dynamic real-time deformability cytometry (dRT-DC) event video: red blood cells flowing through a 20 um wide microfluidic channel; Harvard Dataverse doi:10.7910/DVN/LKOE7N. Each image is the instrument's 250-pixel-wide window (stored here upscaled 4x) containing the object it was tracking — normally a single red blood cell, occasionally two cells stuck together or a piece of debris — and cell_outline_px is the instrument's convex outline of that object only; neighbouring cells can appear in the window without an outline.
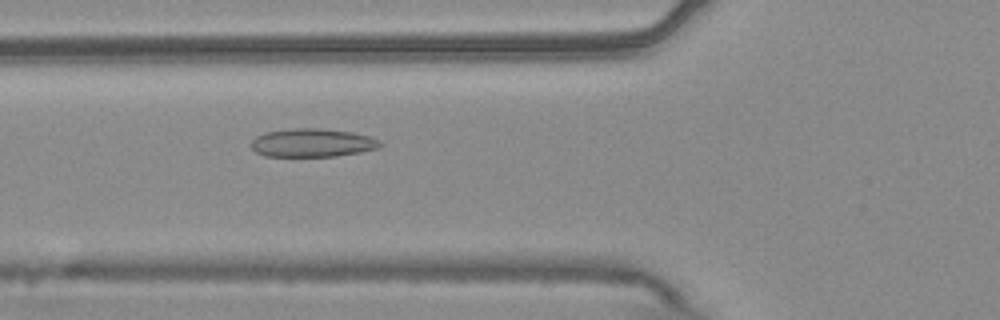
{"species": "common noctule bat (a hibernating species)", "species_latin": "Nyctalus noctula", "temperature_condition": "warm", "stored_images_in_passage": 39, "camera_frame_rate_fps": 3000, "um_per_image_px": 0.085, "animal": {"sex": "male", "body_mass_g": 20.4}, "frame": {"image": 1, "passage_image": 5, "time_ms": 1.333, "image_size_px": [1000, 320], "cell_outline_px": [[384, 144], [380, 148], [360, 152], [336, 156], [264, 156], [256, 152], [248, 144], [256, 136], [264, 132], [292, 128], [316, 128], [352, 132], [368, 136], [380, 140]], "centroid_in_image_um": [26.53, 12.14], "position_along_channel_um": 99.3, "area_um2": 21.5}}
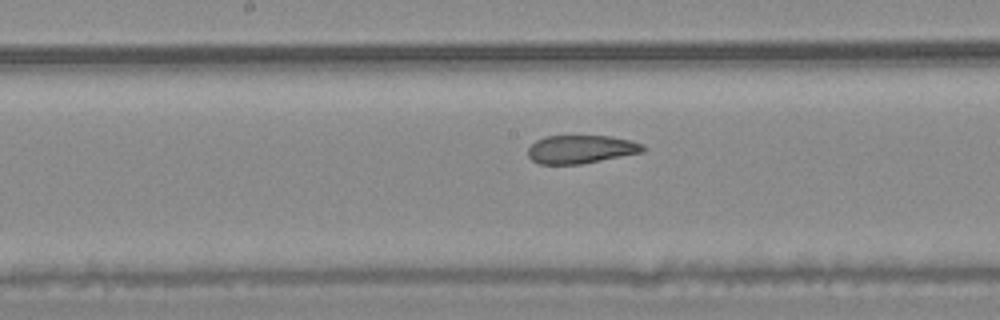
{"frame": {"image": 2, "passage_image": 13, "time_ms": 4.0, "image_size_px": [1000, 320], "cell_outline_px": [[648, 148], [644, 152], [580, 164], [540, 164], [532, 160], [528, 156], [528, 148], [536, 140], [544, 136], [608, 136], [632, 140], [644, 144]], "centroid_in_image_um": [49.41, 12.68], "position_along_channel_um": 198.8, "area_um2": 19.07}}
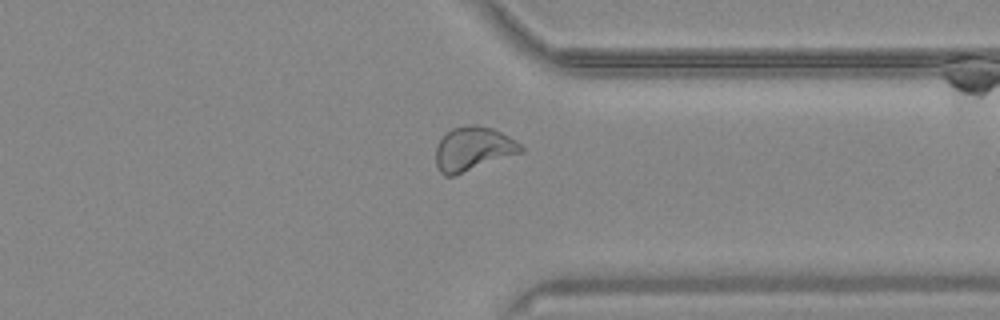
{"frame": {"image": 3, "passage_image": 27, "time_ms": 8.667, "image_size_px": [1000, 320], "cell_outline_px": [[524, 152], [456, 176], [444, 176], [440, 172], [436, 164], [436, 148], [440, 140], [452, 128], [468, 124], [476, 124], [492, 128], [516, 140], [524, 148]], "centroid_in_image_um": [40.23, 12.67], "position_along_channel_um": 371.2, "area_um2": 22.08}, "authors_computed_cell_mechanics": {"area_um2": 20.4034, "velocity_mm_per_s": 3.7268, "shape_relaxation_time_tau1_ms": null, "shape_relaxation_time_tau2_ms": 1.488, "deformation_change_tau1": null, "deformation_change_tau2": 0.0803}}